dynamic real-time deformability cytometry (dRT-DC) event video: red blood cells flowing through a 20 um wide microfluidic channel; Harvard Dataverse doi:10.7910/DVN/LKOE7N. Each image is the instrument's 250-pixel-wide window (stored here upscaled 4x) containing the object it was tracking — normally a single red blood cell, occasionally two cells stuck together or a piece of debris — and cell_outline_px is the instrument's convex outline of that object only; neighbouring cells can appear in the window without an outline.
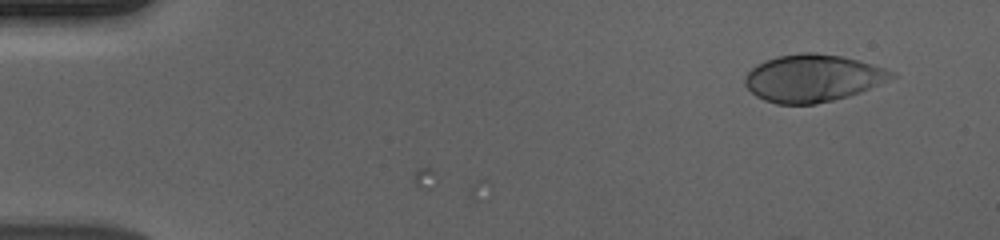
{"species": "human", "species_latin": "Homo sapiens", "temperature_condition": "cold", "stored_images_in_passage": 6, "camera_frame_rate_fps": 3000, "um_per_image_px": 0.085, "donor": {"sex": "male"}, "frame": {"image": 1, "passage_image": 6, "time_ms": 1.667, "image_size_px": [1000, 240], "cell_outline_px": [[896, 76], [860, 92], [848, 96], [816, 104], [776, 104], [764, 100], [756, 96], [744, 84], [744, 76], [756, 64], [764, 60], [780, 56], [800, 52], [816, 52], [844, 56], [872, 64], [896, 72]], "centroid_in_image_um": [69.06, 6.63], "position_along_channel_um": 15.9, "area_um2": 40.46}}